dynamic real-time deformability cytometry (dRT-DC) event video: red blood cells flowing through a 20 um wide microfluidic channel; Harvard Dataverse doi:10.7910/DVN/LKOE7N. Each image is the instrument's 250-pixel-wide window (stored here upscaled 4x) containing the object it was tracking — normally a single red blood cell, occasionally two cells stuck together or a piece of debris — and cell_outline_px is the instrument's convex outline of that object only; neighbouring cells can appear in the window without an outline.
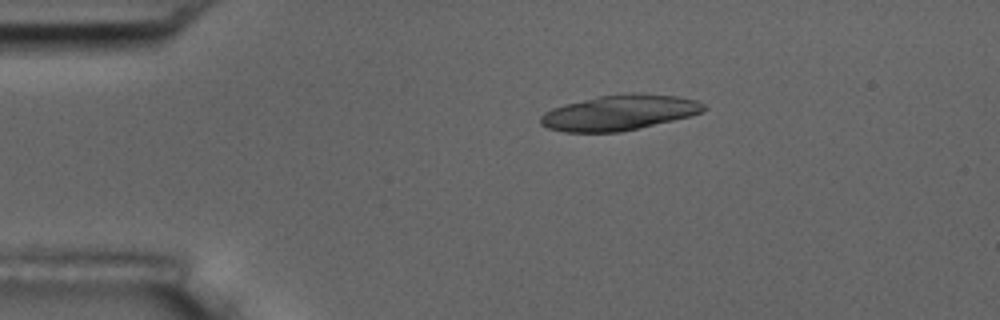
{"species": "common noctule bat (a hibernating species)", "species_latin": "Nyctalus noctula", "temperature_condition": "room temperature", "stored_images_in_passage": 24, "camera_frame_rate_fps": 3000, "um_per_image_px": 0.085, "animal": {"sex": "male", "body_mass_g": 17.5, "forearm_length_mm": 52.3}, "frame": {"image": 1, "passage_image": 11, "time_ms": 3.333, "image_size_px": [1000, 320], "cell_outline_px": [[708, 108], [704, 112], [692, 116], [640, 128], [620, 132], [564, 132], [548, 128], [540, 124], [540, 116], [544, 112], [552, 108], [564, 104], [596, 96], [624, 92], [632, 92], [676, 96], [696, 100], [704, 104]], "centroid_in_image_um": [52.66, 9.56], "position_along_channel_um": 32.3, "area_um2": 34.1}}